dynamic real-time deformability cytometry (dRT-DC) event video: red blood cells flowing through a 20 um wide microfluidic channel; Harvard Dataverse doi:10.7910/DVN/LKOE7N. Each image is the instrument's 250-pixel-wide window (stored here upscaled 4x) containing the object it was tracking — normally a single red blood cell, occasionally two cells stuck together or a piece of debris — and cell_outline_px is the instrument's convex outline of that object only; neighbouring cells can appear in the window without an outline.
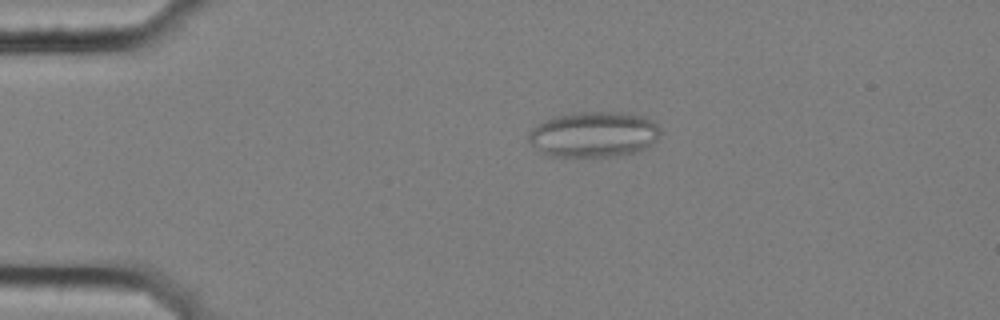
{"species": "common noctule bat (a hibernating species)", "species_latin": "Nyctalus noctula", "temperature_condition": "cold", "stored_images_in_passage": 52, "camera_frame_rate_fps": 3000, "um_per_image_px": 0.085, "animal": {"sex": "female", "body_mass_g": 25.1}, "frame": {"image": 1, "passage_image": 7, "time_ms": 2.0, "image_size_px": [1000, 320], "cell_outline_px": [[660, 132], [656, 140], [644, 148], [636, 152], [608, 156], [548, 156], [540, 152], [528, 140], [528, 132], [536, 124], [544, 120], [556, 116], [584, 112], [616, 112], [648, 116], [660, 128]], "centroid_in_image_um": [50.45, 11.41], "position_along_channel_um": 34.5, "area_um2": 34.85}}
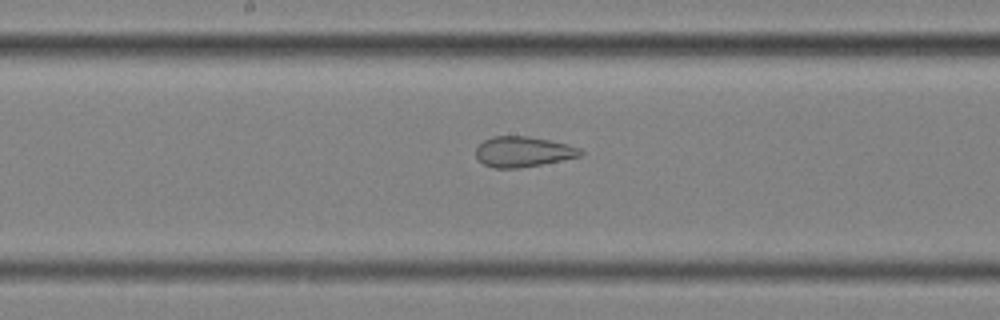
{"frame": {"image": 2, "passage_image": 25, "time_ms": 8.0, "image_size_px": [1000, 320], "cell_outline_px": [[584, 152], [580, 156], [520, 168], [496, 168], [484, 164], [476, 156], [476, 148], [484, 140], [492, 136], [528, 136], [568, 144], [580, 148]], "centroid_in_image_um": [44.46, 12.89], "position_along_channel_um": 203.7, "area_um2": 18.32}}
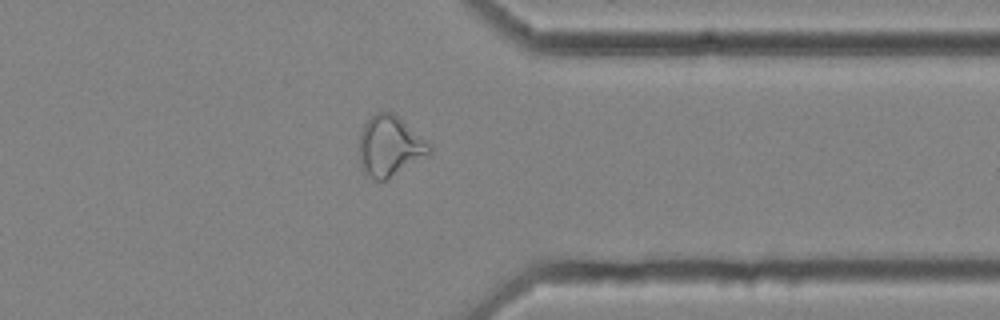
{"frame": {"image": 3, "passage_image": 40, "time_ms": 13.0, "image_size_px": [1000, 320], "cell_outline_px": [[432, 152], [388, 180], [376, 180], [364, 172], [360, 168], [360, 132], [364, 124], [376, 112], [392, 112], [432, 144]], "centroid_in_image_um": [33.14, 12.43], "position_along_channel_um": 378.3, "area_um2": 24.68}, "authors_computed_cell_mechanics": {"area_um2": 25.2008, "velocity_mm_per_s": 3.5685, "shape_relaxation_time_tau1_ms": null, "shape_relaxation_time_tau2_ms": 1.5028, "deformation_change_tau1": null, "deformation_change_tau2": 0.0905}}